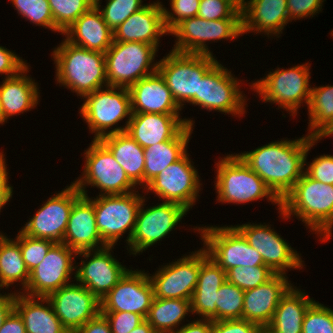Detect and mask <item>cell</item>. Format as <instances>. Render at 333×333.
Segmentation results:
<instances>
[{
  "label": "cell",
  "instance_id": "24",
  "mask_svg": "<svg viewBox=\"0 0 333 333\" xmlns=\"http://www.w3.org/2000/svg\"><path fill=\"white\" fill-rule=\"evenodd\" d=\"M163 6L160 0L153 1L130 15L113 31V41L143 42L159 49L160 38L169 35L164 24Z\"/></svg>",
  "mask_w": 333,
  "mask_h": 333
},
{
  "label": "cell",
  "instance_id": "4",
  "mask_svg": "<svg viewBox=\"0 0 333 333\" xmlns=\"http://www.w3.org/2000/svg\"><path fill=\"white\" fill-rule=\"evenodd\" d=\"M215 164V191L217 203L246 204L267 198L272 205L281 209V201L273 194L265 182L235 154L219 157Z\"/></svg>",
  "mask_w": 333,
  "mask_h": 333
},
{
  "label": "cell",
  "instance_id": "58",
  "mask_svg": "<svg viewBox=\"0 0 333 333\" xmlns=\"http://www.w3.org/2000/svg\"><path fill=\"white\" fill-rule=\"evenodd\" d=\"M333 136V124L327 125L323 127L320 131H318L314 136L313 140L316 143H319V141L323 138Z\"/></svg>",
  "mask_w": 333,
  "mask_h": 333
},
{
  "label": "cell",
  "instance_id": "22",
  "mask_svg": "<svg viewBox=\"0 0 333 333\" xmlns=\"http://www.w3.org/2000/svg\"><path fill=\"white\" fill-rule=\"evenodd\" d=\"M153 298V287L147 272L130 269L100 301L101 311L132 312L146 319Z\"/></svg>",
  "mask_w": 333,
  "mask_h": 333
},
{
  "label": "cell",
  "instance_id": "61",
  "mask_svg": "<svg viewBox=\"0 0 333 333\" xmlns=\"http://www.w3.org/2000/svg\"><path fill=\"white\" fill-rule=\"evenodd\" d=\"M257 333H273V332L268 328V326H263L258 329Z\"/></svg>",
  "mask_w": 333,
  "mask_h": 333
},
{
  "label": "cell",
  "instance_id": "9",
  "mask_svg": "<svg viewBox=\"0 0 333 333\" xmlns=\"http://www.w3.org/2000/svg\"><path fill=\"white\" fill-rule=\"evenodd\" d=\"M157 52L155 46L143 42L113 41L105 52L108 86L129 88L155 73L159 62L154 60Z\"/></svg>",
  "mask_w": 333,
  "mask_h": 333
},
{
  "label": "cell",
  "instance_id": "17",
  "mask_svg": "<svg viewBox=\"0 0 333 333\" xmlns=\"http://www.w3.org/2000/svg\"><path fill=\"white\" fill-rule=\"evenodd\" d=\"M271 226L266 222L234 225L248 244L259 252L264 265L275 274L287 275L288 270L304 269L301 255Z\"/></svg>",
  "mask_w": 333,
  "mask_h": 333
},
{
  "label": "cell",
  "instance_id": "42",
  "mask_svg": "<svg viewBox=\"0 0 333 333\" xmlns=\"http://www.w3.org/2000/svg\"><path fill=\"white\" fill-rule=\"evenodd\" d=\"M101 1L94 0V5L112 31L116 30L130 15L147 5L143 4V0H106L105 6H102Z\"/></svg>",
  "mask_w": 333,
  "mask_h": 333
},
{
  "label": "cell",
  "instance_id": "47",
  "mask_svg": "<svg viewBox=\"0 0 333 333\" xmlns=\"http://www.w3.org/2000/svg\"><path fill=\"white\" fill-rule=\"evenodd\" d=\"M169 1L171 10L163 6L164 24L168 32H170L181 21L197 16L200 0Z\"/></svg>",
  "mask_w": 333,
  "mask_h": 333
},
{
  "label": "cell",
  "instance_id": "15",
  "mask_svg": "<svg viewBox=\"0 0 333 333\" xmlns=\"http://www.w3.org/2000/svg\"><path fill=\"white\" fill-rule=\"evenodd\" d=\"M189 155L187 152L181 159L162 170L144 187V194L154 193L159 200L177 203L190 211L199 199L202 183L198 169L194 167Z\"/></svg>",
  "mask_w": 333,
  "mask_h": 333
},
{
  "label": "cell",
  "instance_id": "19",
  "mask_svg": "<svg viewBox=\"0 0 333 333\" xmlns=\"http://www.w3.org/2000/svg\"><path fill=\"white\" fill-rule=\"evenodd\" d=\"M114 247L106 246L76 253V258L80 259L78 257L81 256L82 259L80 263H76L75 280L100 301L130 270L112 254Z\"/></svg>",
  "mask_w": 333,
  "mask_h": 333
},
{
  "label": "cell",
  "instance_id": "48",
  "mask_svg": "<svg viewBox=\"0 0 333 333\" xmlns=\"http://www.w3.org/2000/svg\"><path fill=\"white\" fill-rule=\"evenodd\" d=\"M197 16L205 20L242 19V13L225 0H200Z\"/></svg>",
  "mask_w": 333,
  "mask_h": 333
},
{
  "label": "cell",
  "instance_id": "62",
  "mask_svg": "<svg viewBox=\"0 0 333 333\" xmlns=\"http://www.w3.org/2000/svg\"><path fill=\"white\" fill-rule=\"evenodd\" d=\"M5 120L3 118V113H2V109H1V104H0V125L5 124Z\"/></svg>",
  "mask_w": 333,
  "mask_h": 333
},
{
  "label": "cell",
  "instance_id": "31",
  "mask_svg": "<svg viewBox=\"0 0 333 333\" xmlns=\"http://www.w3.org/2000/svg\"><path fill=\"white\" fill-rule=\"evenodd\" d=\"M226 281V272L208 256L201 263L197 285L190 300L192 315L217 321V291Z\"/></svg>",
  "mask_w": 333,
  "mask_h": 333
},
{
  "label": "cell",
  "instance_id": "2",
  "mask_svg": "<svg viewBox=\"0 0 333 333\" xmlns=\"http://www.w3.org/2000/svg\"><path fill=\"white\" fill-rule=\"evenodd\" d=\"M278 213L284 220L294 216L302 221L322 243L329 241L333 231V185L312 179L304 172L282 199Z\"/></svg>",
  "mask_w": 333,
  "mask_h": 333
},
{
  "label": "cell",
  "instance_id": "49",
  "mask_svg": "<svg viewBox=\"0 0 333 333\" xmlns=\"http://www.w3.org/2000/svg\"><path fill=\"white\" fill-rule=\"evenodd\" d=\"M106 317L112 333H129L145 319L132 312L101 311Z\"/></svg>",
  "mask_w": 333,
  "mask_h": 333
},
{
  "label": "cell",
  "instance_id": "13",
  "mask_svg": "<svg viewBox=\"0 0 333 333\" xmlns=\"http://www.w3.org/2000/svg\"><path fill=\"white\" fill-rule=\"evenodd\" d=\"M144 195L138 209L134 231L127 247L129 255H140L149 247L159 243L177 229L183 217L189 212L183 206L164 202L146 207ZM146 208V209H145ZM176 226V227H175ZM159 241V242H158Z\"/></svg>",
  "mask_w": 333,
  "mask_h": 333
},
{
  "label": "cell",
  "instance_id": "52",
  "mask_svg": "<svg viewBox=\"0 0 333 333\" xmlns=\"http://www.w3.org/2000/svg\"><path fill=\"white\" fill-rule=\"evenodd\" d=\"M260 327L244 319L220 320L213 321L211 333H257Z\"/></svg>",
  "mask_w": 333,
  "mask_h": 333
},
{
  "label": "cell",
  "instance_id": "18",
  "mask_svg": "<svg viewBox=\"0 0 333 333\" xmlns=\"http://www.w3.org/2000/svg\"><path fill=\"white\" fill-rule=\"evenodd\" d=\"M82 193L71 182L51 195L20 230L33 238L62 243L74 202Z\"/></svg>",
  "mask_w": 333,
  "mask_h": 333
},
{
  "label": "cell",
  "instance_id": "16",
  "mask_svg": "<svg viewBox=\"0 0 333 333\" xmlns=\"http://www.w3.org/2000/svg\"><path fill=\"white\" fill-rule=\"evenodd\" d=\"M184 254L177 261L159 266L148 274L155 298L191 300L197 285L201 263L209 256L204 247ZM151 275V276H150Z\"/></svg>",
  "mask_w": 333,
  "mask_h": 333
},
{
  "label": "cell",
  "instance_id": "38",
  "mask_svg": "<svg viewBox=\"0 0 333 333\" xmlns=\"http://www.w3.org/2000/svg\"><path fill=\"white\" fill-rule=\"evenodd\" d=\"M307 109L308 136L313 137L323 127L333 124V85L311 86Z\"/></svg>",
  "mask_w": 333,
  "mask_h": 333
},
{
  "label": "cell",
  "instance_id": "55",
  "mask_svg": "<svg viewBox=\"0 0 333 333\" xmlns=\"http://www.w3.org/2000/svg\"><path fill=\"white\" fill-rule=\"evenodd\" d=\"M213 321L210 319H197L192 320L186 325L182 324L179 329L172 333H211Z\"/></svg>",
  "mask_w": 333,
  "mask_h": 333
},
{
  "label": "cell",
  "instance_id": "41",
  "mask_svg": "<svg viewBox=\"0 0 333 333\" xmlns=\"http://www.w3.org/2000/svg\"><path fill=\"white\" fill-rule=\"evenodd\" d=\"M12 2V3H11ZM18 15L35 24L53 32L59 31L54 26V19L48 0H10Z\"/></svg>",
  "mask_w": 333,
  "mask_h": 333
},
{
  "label": "cell",
  "instance_id": "23",
  "mask_svg": "<svg viewBox=\"0 0 333 333\" xmlns=\"http://www.w3.org/2000/svg\"><path fill=\"white\" fill-rule=\"evenodd\" d=\"M181 115L132 113L126 133L142 148L174 139L187 125L194 127L193 118Z\"/></svg>",
  "mask_w": 333,
  "mask_h": 333
},
{
  "label": "cell",
  "instance_id": "27",
  "mask_svg": "<svg viewBox=\"0 0 333 333\" xmlns=\"http://www.w3.org/2000/svg\"><path fill=\"white\" fill-rule=\"evenodd\" d=\"M128 90L132 113L180 115L183 110L158 71L135 82Z\"/></svg>",
  "mask_w": 333,
  "mask_h": 333
},
{
  "label": "cell",
  "instance_id": "36",
  "mask_svg": "<svg viewBox=\"0 0 333 333\" xmlns=\"http://www.w3.org/2000/svg\"><path fill=\"white\" fill-rule=\"evenodd\" d=\"M28 280L29 271L20 251L19 231L14 239L0 232V290H6L19 282L22 287L18 289L19 291L16 290V293H21L26 289Z\"/></svg>",
  "mask_w": 333,
  "mask_h": 333
},
{
  "label": "cell",
  "instance_id": "20",
  "mask_svg": "<svg viewBox=\"0 0 333 333\" xmlns=\"http://www.w3.org/2000/svg\"><path fill=\"white\" fill-rule=\"evenodd\" d=\"M75 259L74 250L63 243H55L43 261L29 272L28 285L21 293L31 297H47L75 281Z\"/></svg>",
  "mask_w": 333,
  "mask_h": 333
},
{
  "label": "cell",
  "instance_id": "45",
  "mask_svg": "<svg viewBox=\"0 0 333 333\" xmlns=\"http://www.w3.org/2000/svg\"><path fill=\"white\" fill-rule=\"evenodd\" d=\"M54 244L50 240L30 237L19 230L20 251L29 272L43 261Z\"/></svg>",
  "mask_w": 333,
  "mask_h": 333
},
{
  "label": "cell",
  "instance_id": "35",
  "mask_svg": "<svg viewBox=\"0 0 333 333\" xmlns=\"http://www.w3.org/2000/svg\"><path fill=\"white\" fill-rule=\"evenodd\" d=\"M314 301L305 290L293 285L278 303L268 328L273 333H302L305 313Z\"/></svg>",
  "mask_w": 333,
  "mask_h": 333
},
{
  "label": "cell",
  "instance_id": "43",
  "mask_svg": "<svg viewBox=\"0 0 333 333\" xmlns=\"http://www.w3.org/2000/svg\"><path fill=\"white\" fill-rule=\"evenodd\" d=\"M275 273L267 266L241 267L236 266L226 272L227 281L236 285L243 291H247L264 284Z\"/></svg>",
  "mask_w": 333,
  "mask_h": 333
},
{
  "label": "cell",
  "instance_id": "12",
  "mask_svg": "<svg viewBox=\"0 0 333 333\" xmlns=\"http://www.w3.org/2000/svg\"><path fill=\"white\" fill-rule=\"evenodd\" d=\"M169 34L176 38L172 51L213 56L208 43L243 36L242 19L205 20L196 16L181 21Z\"/></svg>",
  "mask_w": 333,
  "mask_h": 333
},
{
  "label": "cell",
  "instance_id": "32",
  "mask_svg": "<svg viewBox=\"0 0 333 333\" xmlns=\"http://www.w3.org/2000/svg\"><path fill=\"white\" fill-rule=\"evenodd\" d=\"M14 309L23 319L26 333H69L46 297L16 293Z\"/></svg>",
  "mask_w": 333,
  "mask_h": 333
},
{
  "label": "cell",
  "instance_id": "57",
  "mask_svg": "<svg viewBox=\"0 0 333 333\" xmlns=\"http://www.w3.org/2000/svg\"><path fill=\"white\" fill-rule=\"evenodd\" d=\"M13 292L7 294L6 292L0 293V328L3 325V322L8 316V314L14 309V300L16 292L15 290Z\"/></svg>",
  "mask_w": 333,
  "mask_h": 333
},
{
  "label": "cell",
  "instance_id": "1",
  "mask_svg": "<svg viewBox=\"0 0 333 333\" xmlns=\"http://www.w3.org/2000/svg\"><path fill=\"white\" fill-rule=\"evenodd\" d=\"M311 138L307 134L294 140L282 138L237 155L282 201L304 173L305 154Z\"/></svg>",
  "mask_w": 333,
  "mask_h": 333
},
{
  "label": "cell",
  "instance_id": "50",
  "mask_svg": "<svg viewBox=\"0 0 333 333\" xmlns=\"http://www.w3.org/2000/svg\"><path fill=\"white\" fill-rule=\"evenodd\" d=\"M324 1L326 0H287L289 21L317 16V13L319 14L323 9Z\"/></svg>",
  "mask_w": 333,
  "mask_h": 333
},
{
  "label": "cell",
  "instance_id": "53",
  "mask_svg": "<svg viewBox=\"0 0 333 333\" xmlns=\"http://www.w3.org/2000/svg\"><path fill=\"white\" fill-rule=\"evenodd\" d=\"M6 155L0 152V212L8 202H10L13 193V187L9 183V172L6 164ZM5 157V158H4Z\"/></svg>",
  "mask_w": 333,
  "mask_h": 333
},
{
  "label": "cell",
  "instance_id": "46",
  "mask_svg": "<svg viewBox=\"0 0 333 333\" xmlns=\"http://www.w3.org/2000/svg\"><path fill=\"white\" fill-rule=\"evenodd\" d=\"M317 143L313 140V137L308 142V149L305 154V166L304 172L319 182L333 185V155L323 154L314 157L312 162H307L309 151Z\"/></svg>",
  "mask_w": 333,
  "mask_h": 333
},
{
  "label": "cell",
  "instance_id": "8",
  "mask_svg": "<svg viewBox=\"0 0 333 333\" xmlns=\"http://www.w3.org/2000/svg\"><path fill=\"white\" fill-rule=\"evenodd\" d=\"M83 153L86 160L82 174L72 182L82 195L88 196L86 186L97 187L99 195L127 194L138 190L100 140L92 139Z\"/></svg>",
  "mask_w": 333,
  "mask_h": 333
},
{
  "label": "cell",
  "instance_id": "5",
  "mask_svg": "<svg viewBox=\"0 0 333 333\" xmlns=\"http://www.w3.org/2000/svg\"><path fill=\"white\" fill-rule=\"evenodd\" d=\"M311 63L306 62L290 68H275L249 85L262 102L278 104V109H284L290 116L295 117L298 109L308 107L311 93Z\"/></svg>",
  "mask_w": 333,
  "mask_h": 333
},
{
  "label": "cell",
  "instance_id": "59",
  "mask_svg": "<svg viewBox=\"0 0 333 333\" xmlns=\"http://www.w3.org/2000/svg\"><path fill=\"white\" fill-rule=\"evenodd\" d=\"M129 333H157L149 322L145 319Z\"/></svg>",
  "mask_w": 333,
  "mask_h": 333
},
{
  "label": "cell",
  "instance_id": "37",
  "mask_svg": "<svg viewBox=\"0 0 333 333\" xmlns=\"http://www.w3.org/2000/svg\"><path fill=\"white\" fill-rule=\"evenodd\" d=\"M192 314L191 301L176 298H153L146 320L157 333H172Z\"/></svg>",
  "mask_w": 333,
  "mask_h": 333
},
{
  "label": "cell",
  "instance_id": "39",
  "mask_svg": "<svg viewBox=\"0 0 333 333\" xmlns=\"http://www.w3.org/2000/svg\"><path fill=\"white\" fill-rule=\"evenodd\" d=\"M54 19V26L63 33L82 14L94 6V0H48Z\"/></svg>",
  "mask_w": 333,
  "mask_h": 333
},
{
  "label": "cell",
  "instance_id": "51",
  "mask_svg": "<svg viewBox=\"0 0 333 333\" xmlns=\"http://www.w3.org/2000/svg\"><path fill=\"white\" fill-rule=\"evenodd\" d=\"M14 51H10L5 46H0V75L9 78L17 75L28 63Z\"/></svg>",
  "mask_w": 333,
  "mask_h": 333
},
{
  "label": "cell",
  "instance_id": "21",
  "mask_svg": "<svg viewBox=\"0 0 333 333\" xmlns=\"http://www.w3.org/2000/svg\"><path fill=\"white\" fill-rule=\"evenodd\" d=\"M75 282L61 287L46 297L69 333H75L101 312L100 300L85 286Z\"/></svg>",
  "mask_w": 333,
  "mask_h": 333
},
{
  "label": "cell",
  "instance_id": "26",
  "mask_svg": "<svg viewBox=\"0 0 333 333\" xmlns=\"http://www.w3.org/2000/svg\"><path fill=\"white\" fill-rule=\"evenodd\" d=\"M62 243L76 253L107 246L97 229L93 197L81 195L74 202Z\"/></svg>",
  "mask_w": 333,
  "mask_h": 333
},
{
  "label": "cell",
  "instance_id": "14",
  "mask_svg": "<svg viewBox=\"0 0 333 333\" xmlns=\"http://www.w3.org/2000/svg\"><path fill=\"white\" fill-rule=\"evenodd\" d=\"M231 72L218 61L199 80L198 107L239 118L244 116L248 101L244 91L240 89L244 83Z\"/></svg>",
  "mask_w": 333,
  "mask_h": 333
},
{
  "label": "cell",
  "instance_id": "40",
  "mask_svg": "<svg viewBox=\"0 0 333 333\" xmlns=\"http://www.w3.org/2000/svg\"><path fill=\"white\" fill-rule=\"evenodd\" d=\"M244 291L226 281L217 291V321L242 319Z\"/></svg>",
  "mask_w": 333,
  "mask_h": 333
},
{
  "label": "cell",
  "instance_id": "3",
  "mask_svg": "<svg viewBox=\"0 0 333 333\" xmlns=\"http://www.w3.org/2000/svg\"><path fill=\"white\" fill-rule=\"evenodd\" d=\"M60 44V45H59ZM51 52L55 64V81L82 99L108 86L105 53L91 51L65 38Z\"/></svg>",
  "mask_w": 333,
  "mask_h": 333
},
{
  "label": "cell",
  "instance_id": "34",
  "mask_svg": "<svg viewBox=\"0 0 333 333\" xmlns=\"http://www.w3.org/2000/svg\"><path fill=\"white\" fill-rule=\"evenodd\" d=\"M193 127L187 125L174 139L144 149V187L168 165L175 163L188 152Z\"/></svg>",
  "mask_w": 333,
  "mask_h": 333
},
{
  "label": "cell",
  "instance_id": "28",
  "mask_svg": "<svg viewBox=\"0 0 333 333\" xmlns=\"http://www.w3.org/2000/svg\"><path fill=\"white\" fill-rule=\"evenodd\" d=\"M289 22L287 0H246L242 34L253 32L279 38Z\"/></svg>",
  "mask_w": 333,
  "mask_h": 333
},
{
  "label": "cell",
  "instance_id": "29",
  "mask_svg": "<svg viewBox=\"0 0 333 333\" xmlns=\"http://www.w3.org/2000/svg\"><path fill=\"white\" fill-rule=\"evenodd\" d=\"M29 64L17 75L0 82V104L4 120L34 109L40 102L38 82L29 73ZM28 75V76H27ZM18 114V115H17Z\"/></svg>",
  "mask_w": 333,
  "mask_h": 333
},
{
  "label": "cell",
  "instance_id": "25",
  "mask_svg": "<svg viewBox=\"0 0 333 333\" xmlns=\"http://www.w3.org/2000/svg\"><path fill=\"white\" fill-rule=\"evenodd\" d=\"M292 286L287 275L275 274L264 284L244 291L242 319L268 326L278 303Z\"/></svg>",
  "mask_w": 333,
  "mask_h": 333
},
{
  "label": "cell",
  "instance_id": "30",
  "mask_svg": "<svg viewBox=\"0 0 333 333\" xmlns=\"http://www.w3.org/2000/svg\"><path fill=\"white\" fill-rule=\"evenodd\" d=\"M63 35L74 45L101 53H105L113 42V31L95 5L82 14Z\"/></svg>",
  "mask_w": 333,
  "mask_h": 333
},
{
  "label": "cell",
  "instance_id": "56",
  "mask_svg": "<svg viewBox=\"0 0 333 333\" xmlns=\"http://www.w3.org/2000/svg\"><path fill=\"white\" fill-rule=\"evenodd\" d=\"M0 333H26L23 319L15 309L4 320Z\"/></svg>",
  "mask_w": 333,
  "mask_h": 333
},
{
  "label": "cell",
  "instance_id": "11",
  "mask_svg": "<svg viewBox=\"0 0 333 333\" xmlns=\"http://www.w3.org/2000/svg\"><path fill=\"white\" fill-rule=\"evenodd\" d=\"M200 234L209 257L225 272L229 269L264 265L259 252L251 247L244 236L233 226L205 225L193 228Z\"/></svg>",
  "mask_w": 333,
  "mask_h": 333
},
{
  "label": "cell",
  "instance_id": "54",
  "mask_svg": "<svg viewBox=\"0 0 333 333\" xmlns=\"http://www.w3.org/2000/svg\"><path fill=\"white\" fill-rule=\"evenodd\" d=\"M75 333H112L106 317L100 312L87 321Z\"/></svg>",
  "mask_w": 333,
  "mask_h": 333
},
{
  "label": "cell",
  "instance_id": "10",
  "mask_svg": "<svg viewBox=\"0 0 333 333\" xmlns=\"http://www.w3.org/2000/svg\"><path fill=\"white\" fill-rule=\"evenodd\" d=\"M143 194L139 191L127 194L98 195L93 197V206L98 232L107 246H116L123 235L128 234L129 244L134 231L138 209Z\"/></svg>",
  "mask_w": 333,
  "mask_h": 333
},
{
  "label": "cell",
  "instance_id": "60",
  "mask_svg": "<svg viewBox=\"0 0 333 333\" xmlns=\"http://www.w3.org/2000/svg\"><path fill=\"white\" fill-rule=\"evenodd\" d=\"M229 2L239 13H243L246 5V0H225Z\"/></svg>",
  "mask_w": 333,
  "mask_h": 333
},
{
  "label": "cell",
  "instance_id": "33",
  "mask_svg": "<svg viewBox=\"0 0 333 333\" xmlns=\"http://www.w3.org/2000/svg\"><path fill=\"white\" fill-rule=\"evenodd\" d=\"M124 169L129 179L144 188L145 157L142 148L126 132L109 134L99 139Z\"/></svg>",
  "mask_w": 333,
  "mask_h": 333
},
{
  "label": "cell",
  "instance_id": "44",
  "mask_svg": "<svg viewBox=\"0 0 333 333\" xmlns=\"http://www.w3.org/2000/svg\"><path fill=\"white\" fill-rule=\"evenodd\" d=\"M302 333H333V309L314 301L305 313Z\"/></svg>",
  "mask_w": 333,
  "mask_h": 333
},
{
  "label": "cell",
  "instance_id": "6",
  "mask_svg": "<svg viewBox=\"0 0 333 333\" xmlns=\"http://www.w3.org/2000/svg\"><path fill=\"white\" fill-rule=\"evenodd\" d=\"M83 100L78 111L87 123L89 132L94 133V140L126 132L132 114L128 88L106 86L85 95ZM124 119L127 120L126 124L120 126L119 123Z\"/></svg>",
  "mask_w": 333,
  "mask_h": 333
},
{
  "label": "cell",
  "instance_id": "7",
  "mask_svg": "<svg viewBox=\"0 0 333 333\" xmlns=\"http://www.w3.org/2000/svg\"><path fill=\"white\" fill-rule=\"evenodd\" d=\"M211 55L170 51L158 62L157 71L164 78L178 106H198L199 80L217 63Z\"/></svg>",
  "mask_w": 333,
  "mask_h": 333
}]
</instances>
